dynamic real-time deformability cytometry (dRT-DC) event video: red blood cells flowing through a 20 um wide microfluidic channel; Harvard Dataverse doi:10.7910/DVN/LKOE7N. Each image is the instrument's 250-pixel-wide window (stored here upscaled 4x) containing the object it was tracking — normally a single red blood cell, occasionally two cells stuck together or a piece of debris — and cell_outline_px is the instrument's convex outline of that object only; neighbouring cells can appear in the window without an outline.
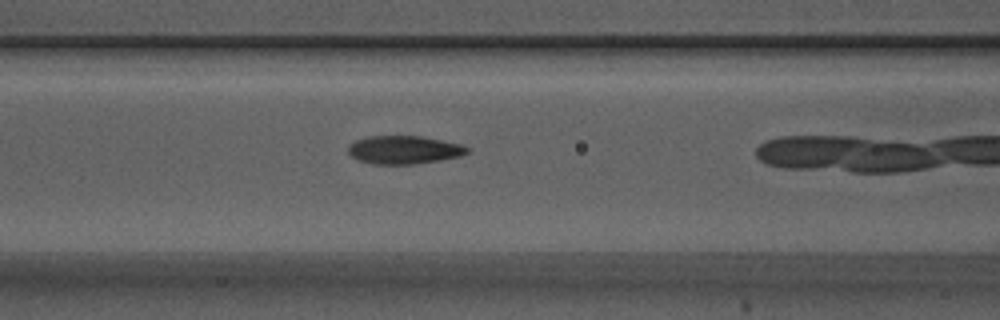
{"species": "Egyptian fruit bat (a non-hibernating species)", "species_latin": "Rousettus aegyptiacus", "temperature_condition": "warm", "stored_images_in_passage": 11, "camera_frame_rate_fps": 3000, "um_per_image_px": 0.085, "animal": {"sex": "male"}, "frame": {"image": 1, "passage_image": 10, "time_ms": 3.0, "image_size_px": [1000, 320], "cell_outline_px": [[472, 148], [468, 152], [460, 156], [412, 164], [372, 164], [360, 160], [352, 156], [348, 152], [348, 144], [356, 140], [368, 136], [424, 136], [460, 144]], "centroid_in_image_um": [34.33, 12.72], "position_along_channel_um": 132.3, "area_um2": 19.48}}